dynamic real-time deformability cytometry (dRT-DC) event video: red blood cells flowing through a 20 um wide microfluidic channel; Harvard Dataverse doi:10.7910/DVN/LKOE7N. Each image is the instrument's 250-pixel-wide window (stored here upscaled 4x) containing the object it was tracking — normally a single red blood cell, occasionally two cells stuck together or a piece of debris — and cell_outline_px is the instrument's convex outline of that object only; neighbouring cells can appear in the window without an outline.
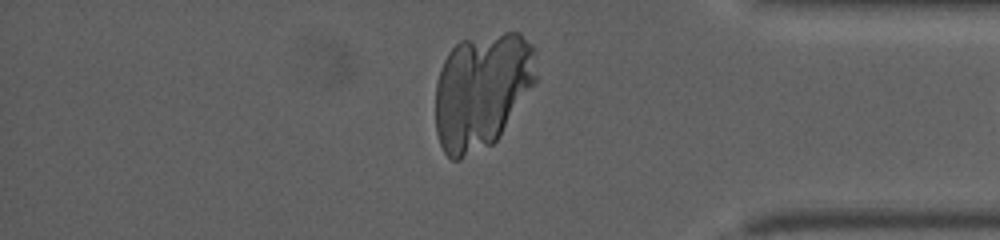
{"species": "human", "species_latin": "Homo sapiens", "temperature_condition": "warm", "stored_images_in_passage": 58, "camera_frame_rate_fps": 3000, "um_per_image_px": 0.085, "donor": {"sex": "female"}, "frame": {"image": 1, "passage_image": 55, "time_ms": 18.0, "image_size_px": [1000, 240], "cell_outline_px": [[536, 80], [500, 136], [492, 144], [460, 160], [452, 160], [444, 152], [440, 144], [436, 132], [436, 80], [440, 68], [448, 52], [460, 40], [504, 32], [520, 32], [536, 48]], "centroid_in_image_um": [40.96, 7.68], "position_along_channel_um": 394.2, "area_um2": 68.49}}